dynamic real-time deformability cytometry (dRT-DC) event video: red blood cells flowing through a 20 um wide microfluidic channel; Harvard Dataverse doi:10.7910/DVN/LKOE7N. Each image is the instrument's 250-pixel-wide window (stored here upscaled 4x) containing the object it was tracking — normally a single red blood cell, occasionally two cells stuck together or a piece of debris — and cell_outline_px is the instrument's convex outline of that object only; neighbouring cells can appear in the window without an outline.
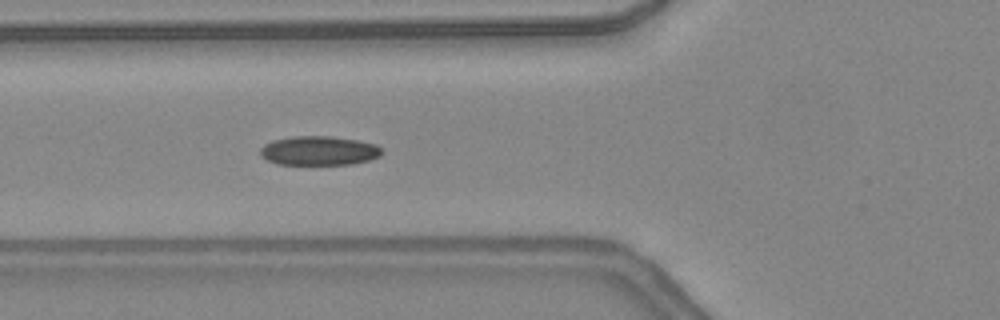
{"species": "common noctule bat (a hibernating species)", "species_latin": "Nyctalus noctula", "temperature_condition": "warm", "stored_images_in_passage": 12, "camera_frame_rate_fps": 3000, "um_per_image_px": 0.085, "animal": {"sex": "female", "body_mass_g": 24.6, "forearm_length_mm": 56.2}, "frame": {"image": 1, "passage_image": 6, "time_ms": 1.667, "image_size_px": [1000, 320], "cell_outline_px": [[380, 156], [368, 160], [352, 164], [276, 164], [260, 156], [260, 148], [264, 144], [272, 140], [292, 136], [332, 136], [356, 140], [376, 144], [380, 148]], "centroid_in_image_um": [27.06, 12.8], "position_along_channel_um": 98.7, "area_um2": 20.63}}
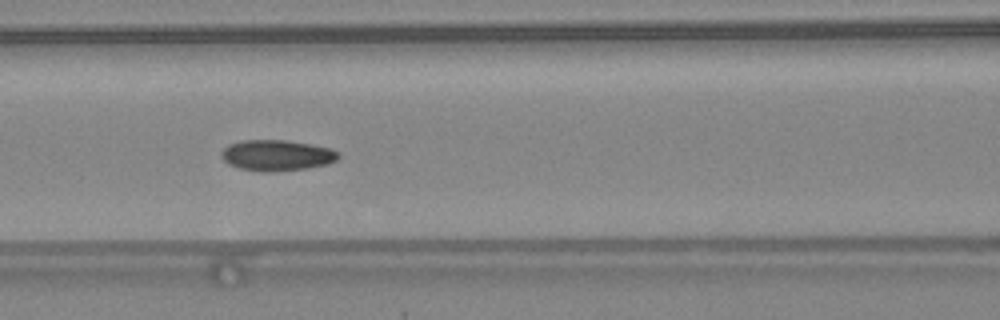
{"frame": {"image": 2, "passage_image": 9, "time_ms": 2.667, "image_size_px": [1000, 320], "cell_outline_px": [[340, 156], [336, 160], [328, 164], [308, 168], [272, 172], [260, 172], [240, 168], [228, 164], [220, 156], [220, 152], [228, 144], [240, 140], [284, 140], [312, 144], [328, 148], [336, 152]], "centroid_in_image_um": [23.48, 13.2], "position_along_channel_um": 143.1, "area_um2": 21.15}}